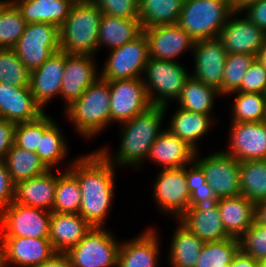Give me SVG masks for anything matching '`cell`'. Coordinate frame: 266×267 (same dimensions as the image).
<instances>
[{
    "label": "cell",
    "mask_w": 266,
    "mask_h": 267,
    "mask_svg": "<svg viewBox=\"0 0 266 267\" xmlns=\"http://www.w3.org/2000/svg\"><path fill=\"white\" fill-rule=\"evenodd\" d=\"M66 167L81 189L79 214L92 226L104 227L114 199L115 167L98 149L71 160Z\"/></svg>",
    "instance_id": "cell-1"
},
{
    "label": "cell",
    "mask_w": 266,
    "mask_h": 267,
    "mask_svg": "<svg viewBox=\"0 0 266 267\" xmlns=\"http://www.w3.org/2000/svg\"><path fill=\"white\" fill-rule=\"evenodd\" d=\"M168 108V105H152L131 120L120 123L122 133L118 151L113 154L107 146L98 150L115 167L130 166L139 169L147 160L152 144L163 131L161 126Z\"/></svg>",
    "instance_id": "cell-2"
},
{
    "label": "cell",
    "mask_w": 266,
    "mask_h": 267,
    "mask_svg": "<svg viewBox=\"0 0 266 267\" xmlns=\"http://www.w3.org/2000/svg\"><path fill=\"white\" fill-rule=\"evenodd\" d=\"M102 15L91 0H76L59 27L60 50L67 54L97 55Z\"/></svg>",
    "instance_id": "cell-3"
},
{
    "label": "cell",
    "mask_w": 266,
    "mask_h": 267,
    "mask_svg": "<svg viewBox=\"0 0 266 267\" xmlns=\"http://www.w3.org/2000/svg\"><path fill=\"white\" fill-rule=\"evenodd\" d=\"M76 133L89 140L111 124L109 82L99 78L64 110Z\"/></svg>",
    "instance_id": "cell-4"
},
{
    "label": "cell",
    "mask_w": 266,
    "mask_h": 267,
    "mask_svg": "<svg viewBox=\"0 0 266 267\" xmlns=\"http://www.w3.org/2000/svg\"><path fill=\"white\" fill-rule=\"evenodd\" d=\"M233 12L229 0H184L177 24L193 41L217 38Z\"/></svg>",
    "instance_id": "cell-5"
},
{
    "label": "cell",
    "mask_w": 266,
    "mask_h": 267,
    "mask_svg": "<svg viewBox=\"0 0 266 267\" xmlns=\"http://www.w3.org/2000/svg\"><path fill=\"white\" fill-rule=\"evenodd\" d=\"M177 61L159 60L150 57L142 81L152 105L169 106L170 101H177L190 71ZM189 73V74H188Z\"/></svg>",
    "instance_id": "cell-6"
},
{
    "label": "cell",
    "mask_w": 266,
    "mask_h": 267,
    "mask_svg": "<svg viewBox=\"0 0 266 267\" xmlns=\"http://www.w3.org/2000/svg\"><path fill=\"white\" fill-rule=\"evenodd\" d=\"M120 244L105 227H91L66 254L73 267H117Z\"/></svg>",
    "instance_id": "cell-7"
},
{
    "label": "cell",
    "mask_w": 266,
    "mask_h": 267,
    "mask_svg": "<svg viewBox=\"0 0 266 267\" xmlns=\"http://www.w3.org/2000/svg\"><path fill=\"white\" fill-rule=\"evenodd\" d=\"M12 49L31 72L60 50L59 27L47 23H29Z\"/></svg>",
    "instance_id": "cell-8"
},
{
    "label": "cell",
    "mask_w": 266,
    "mask_h": 267,
    "mask_svg": "<svg viewBox=\"0 0 266 267\" xmlns=\"http://www.w3.org/2000/svg\"><path fill=\"white\" fill-rule=\"evenodd\" d=\"M109 53L101 68L100 78L105 81L142 78L150 58L148 39L142 32L134 40Z\"/></svg>",
    "instance_id": "cell-9"
},
{
    "label": "cell",
    "mask_w": 266,
    "mask_h": 267,
    "mask_svg": "<svg viewBox=\"0 0 266 267\" xmlns=\"http://www.w3.org/2000/svg\"><path fill=\"white\" fill-rule=\"evenodd\" d=\"M51 212L12 202L1 211L0 237L49 238Z\"/></svg>",
    "instance_id": "cell-10"
},
{
    "label": "cell",
    "mask_w": 266,
    "mask_h": 267,
    "mask_svg": "<svg viewBox=\"0 0 266 267\" xmlns=\"http://www.w3.org/2000/svg\"><path fill=\"white\" fill-rule=\"evenodd\" d=\"M153 195L158 210L178 220L190 208L191 193L187 185L186 166L160 168Z\"/></svg>",
    "instance_id": "cell-11"
},
{
    "label": "cell",
    "mask_w": 266,
    "mask_h": 267,
    "mask_svg": "<svg viewBox=\"0 0 266 267\" xmlns=\"http://www.w3.org/2000/svg\"><path fill=\"white\" fill-rule=\"evenodd\" d=\"M195 152L194 162L202 169L214 196L218 199L241 195L239 161L223 151L199 159Z\"/></svg>",
    "instance_id": "cell-12"
},
{
    "label": "cell",
    "mask_w": 266,
    "mask_h": 267,
    "mask_svg": "<svg viewBox=\"0 0 266 267\" xmlns=\"http://www.w3.org/2000/svg\"><path fill=\"white\" fill-rule=\"evenodd\" d=\"M110 87L111 124L131 120L148 110L152 103L142 78L108 81Z\"/></svg>",
    "instance_id": "cell-13"
},
{
    "label": "cell",
    "mask_w": 266,
    "mask_h": 267,
    "mask_svg": "<svg viewBox=\"0 0 266 267\" xmlns=\"http://www.w3.org/2000/svg\"><path fill=\"white\" fill-rule=\"evenodd\" d=\"M55 253L48 238L0 237V264L6 267H36Z\"/></svg>",
    "instance_id": "cell-14"
},
{
    "label": "cell",
    "mask_w": 266,
    "mask_h": 267,
    "mask_svg": "<svg viewBox=\"0 0 266 267\" xmlns=\"http://www.w3.org/2000/svg\"><path fill=\"white\" fill-rule=\"evenodd\" d=\"M194 72L193 78L207 86L217 89L222 95V80L227 59L225 50L220 39H202L194 41Z\"/></svg>",
    "instance_id": "cell-15"
},
{
    "label": "cell",
    "mask_w": 266,
    "mask_h": 267,
    "mask_svg": "<svg viewBox=\"0 0 266 267\" xmlns=\"http://www.w3.org/2000/svg\"><path fill=\"white\" fill-rule=\"evenodd\" d=\"M241 12L234 11L219 34L227 54H252L257 57L266 40V33L247 17L238 18Z\"/></svg>",
    "instance_id": "cell-16"
},
{
    "label": "cell",
    "mask_w": 266,
    "mask_h": 267,
    "mask_svg": "<svg viewBox=\"0 0 266 267\" xmlns=\"http://www.w3.org/2000/svg\"><path fill=\"white\" fill-rule=\"evenodd\" d=\"M229 146L224 152L237 161L266 160V123H231Z\"/></svg>",
    "instance_id": "cell-17"
},
{
    "label": "cell",
    "mask_w": 266,
    "mask_h": 267,
    "mask_svg": "<svg viewBox=\"0 0 266 267\" xmlns=\"http://www.w3.org/2000/svg\"><path fill=\"white\" fill-rule=\"evenodd\" d=\"M94 58L92 55L67 54L65 52L64 75L60 91L65 108L100 78Z\"/></svg>",
    "instance_id": "cell-18"
},
{
    "label": "cell",
    "mask_w": 266,
    "mask_h": 267,
    "mask_svg": "<svg viewBox=\"0 0 266 267\" xmlns=\"http://www.w3.org/2000/svg\"><path fill=\"white\" fill-rule=\"evenodd\" d=\"M218 200L205 199L198 202L190 206L178 220L204 242L228 239L230 236L223 227Z\"/></svg>",
    "instance_id": "cell-19"
},
{
    "label": "cell",
    "mask_w": 266,
    "mask_h": 267,
    "mask_svg": "<svg viewBox=\"0 0 266 267\" xmlns=\"http://www.w3.org/2000/svg\"><path fill=\"white\" fill-rule=\"evenodd\" d=\"M143 32L152 58L176 62L181 54L193 49V39L178 24L154 26Z\"/></svg>",
    "instance_id": "cell-20"
},
{
    "label": "cell",
    "mask_w": 266,
    "mask_h": 267,
    "mask_svg": "<svg viewBox=\"0 0 266 267\" xmlns=\"http://www.w3.org/2000/svg\"><path fill=\"white\" fill-rule=\"evenodd\" d=\"M65 52L59 50L39 68L30 72V90L34 100L42 107L60 95L64 75Z\"/></svg>",
    "instance_id": "cell-21"
},
{
    "label": "cell",
    "mask_w": 266,
    "mask_h": 267,
    "mask_svg": "<svg viewBox=\"0 0 266 267\" xmlns=\"http://www.w3.org/2000/svg\"><path fill=\"white\" fill-rule=\"evenodd\" d=\"M144 230L129 241L121 242L117 267H156L158 265L161 241L157 229Z\"/></svg>",
    "instance_id": "cell-22"
},
{
    "label": "cell",
    "mask_w": 266,
    "mask_h": 267,
    "mask_svg": "<svg viewBox=\"0 0 266 267\" xmlns=\"http://www.w3.org/2000/svg\"><path fill=\"white\" fill-rule=\"evenodd\" d=\"M45 110L34 100L30 88L0 83V118L14 123L31 122Z\"/></svg>",
    "instance_id": "cell-23"
},
{
    "label": "cell",
    "mask_w": 266,
    "mask_h": 267,
    "mask_svg": "<svg viewBox=\"0 0 266 267\" xmlns=\"http://www.w3.org/2000/svg\"><path fill=\"white\" fill-rule=\"evenodd\" d=\"M195 150L165 127L151 146L148 161L163 168L185 167L194 161Z\"/></svg>",
    "instance_id": "cell-24"
},
{
    "label": "cell",
    "mask_w": 266,
    "mask_h": 267,
    "mask_svg": "<svg viewBox=\"0 0 266 267\" xmlns=\"http://www.w3.org/2000/svg\"><path fill=\"white\" fill-rule=\"evenodd\" d=\"M56 191L54 169L15 185L14 201L21 205L52 212Z\"/></svg>",
    "instance_id": "cell-25"
},
{
    "label": "cell",
    "mask_w": 266,
    "mask_h": 267,
    "mask_svg": "<svg viewBox=\"0 0 266 267\" xmlns=\"http://www.w3.org/2000/svg\"><path fill=\"white\" fill-rule=\"evenodd\" d=\"M80 215L51 212L49 240L56 253H67L91 229Z\"/></svg>",
    "instance_id": "cell-26"
},
{
    "label": "cell",
    "mask_w": 266,
    "mask_h": 267,
    "mask_svg": "<svg viewBox=\"0 0 266 267\" xmlns=\"http://www.w3.org/2000/svg\"><path fill=\"white\" fill-rule=\"evenodd\" d=\"M218 208L226 233L239 239L255 222V204L243 195L220 198Z\"/></svg>",
    "instance_id": "cell-27"
},
{
    "label": "cell",
    "mask_w": 266,
    "mask_h": 267,
    "mask_svg": "<svg viewBox=\"0 0 266 267\" xmlns=\"http://www.w3.org/2000/svg\"><path fill=\"white\" fill-rule=\"evenodd\" d=\"M213 117L212 114L194 113L178 108L173 112L170 124L166 129L198 151V140L200 141V138L204 137L216 123V119Z\"/></svg>",
    "instance_id": "cell-28"
},
{
    "label": "cell",
    "mask_w": 266,
    "mask_h": 267,
    "mask_svg": "<svg viewBox=\"0 0 266 267\" xmlns=\"http://www.w3.org/2000/svg\"><path fill=\"white\" fill-rule=\"evenodd\" d=\"M76 0H25L14 5L26 23H47L60 27Z\"/></svg>",
    "instance_id": "cell-29"
},
{
    "label": "cell",
    "mask_w": 266,
    "mask_h": 267,
    "mask_svg": "<svg viewBox=\"0 0 266 267\" xmlns=\"http://www.w3.org/2000/svg\"><path fill=\"white\" fill-rule=\"evenodd\" d=\"M143 32L139 19H126L103 14L99 25L98 48H119Z\"/></svg>",
    "instance_id": "cell-30"
},
{
    "label": "cell",
    "mask_w": 266,
    "mask_h": 267,
    "mask_svg": "<svg viewBox=\"0 0 266 267\" xmlns=\"http://www.w3.org/2000/svg\"><path fill=\"white\" fill-rule=\"evenodd\" d=\"M176 222L178 227H176L169 247V264L171 267H195L205 242L179 220Z\"/></svg>",
    "instance_id": "cell-31"
},
{
    "label": "cell",
    "mask_w": 266,
    "mask_h": 267,
    "mask_svg": "<svg viewBox=\"0 0 266 267\" xmlns=\"http://www.w3.org/2000/svg\"><path fill=\"white\" fill-rule=\"evenodd\" d=\"M4 162L15 185L49 170L36 152L23 149L15 143L6 154Z\"/></svg>",
    "instance_id": "cell-32"
},
{
    "label": "cell",
    "mask_w": 266,
    "mask_h": 267,
    "mask_svg": "<svg viewBox=\"0 0 266 267\" xmlns=\"http://www.w3.org/2000/svg\"><path fill=\"white\" fill-rule=\"evenodd\" d=\"M142 29L178 23L184 0H138Z\"/></svg>",
    "instance_id": "cell-33"
},
{
    "label": "cell",
    "mask_w": 266,
    "mask_h": 267,
    "mask_svg": "<svg viewBox=\"0 0 266 267\" xmlns=\"http://www.w3.org/2000/svg\"><path fill=\"white\" fill-rule=\"evenodd\" d=\"M220 92L201 83L192 76L186 81L179 99V108L200 114H211L215 105V98L221 97Z\"/></svg>",
    "instance_id": "cell-34"
},
{
    "label": "cell",
    "mask_w": 266,
    "mask_h": 267,
    "mask_svg": "<svg viewBox=\"0 0 266 267\" xmlns=\"http://www.w3.org/2000/svg\"><path fill=\"white\" fill-rule=\"evenodd\" d=\"M241 195L254 204L266 201V160L239 162Z\"/></svg>",
    "instance_id": "cell-35"
},
{
    "label": "cell",
    "mask_w": 266,
    "mask_h": 267,
    "mask_svg": "<svg viewBox=\"0 0 266 267\" xmlns=\"http://www.w3.org/2000/svg\"><path fill=\"white\" fill-rule=\"evenodd\" d=\"M65 169L58 170L56 174V191L52 212L79 214L82 196L80 185L78 179L68 168Z\"/></svg>",
    "instance_id": "cell-36"
},
{
    "label": "cell",
    "mask_w": 266,
    "mask_h": 267,
    "mask_svg": "<svg viewBox=\"0 0 266 267\" xmlns=\"http://www.w3.org/2000/svg\"><path fill=\"white\" fill-rule=\"evenodd\" d=\"M60 126L54 122L40 136V143L36 153L49 169H55L59 163L65 160L69 152L68 144Z\"/></svg>",
    "instance_id": "cell-37"
},
{
    "label": "cell",
    "mask_w": 266,
    "mask_h": 267,
    "mask_svg": "<svg viewBox=\"0 0 266 267\" xmlns=\"http://www.w3.org/2000/svg\"><path fill=\"white\" fill-rule=\"evenodd\" d=\"M236 95L232 102L230 123L265 121L266 101L262 93L232 92L227 96Z\"/></svg>",
    "instance_id": "cell-38"
},
{
    "label": "cell",
    "mask_w": 266,
    "mask_h": 267,
    "mask_svg": "<svg viewBox=\"0 0 266 267\" xmlns=\"http://www.w3.org/2000/svg\"><path fill=\"white\" fill-rule=\"evenodd\" d=\"M240 250L237 238L205 242L195 267H229Z\"/></svg>",
    "instance_id": "cell-39"
},
{
    "label": "cell",
    "mask_w": 266,
    "mask_h": 267,
    "mask_svg": "<svg viewBox=\"0 0 266 267\" xmlns=\"http://www.w3.org/2000/svg\"><path fill=\"white\" fill-rule=\"evenodd\" d=\"M26 20L15 5L0 4V49H12L26 28Z\"/></svg>",
    "instance_id": "cell-40"
},
{
    "label": "cell",
    "mask_w": 266,
    "mask_h": 267,
    "mask_svg": "<svg viewBox=\"0 0 266 267\" xmlns=\"http://www.w3.org/2000/svg\"><path fill=\"white\" fill-rule=\"evenodd\" d=\"M0 83L30 88V71L13 49H0Z\"/></svg>",
    "instance_id": "cell-41"
},
{
    "label": "cell",
    "mask_w": 266,
    "mask_h": 267,
    "mask_svg": "<svg viewBox=\"0 0 266 267\" xmlns=\"http://www.w3.org/2000/svg\"><path fill=\"white\" fill-rule=\"evenodd\" d=\"M256 59L252 54H227L222 80V96L237 91L248 68Z\"/></svg>",
    "instance_id": "cell-42"
},
{
    "label": "cell",
    "mask_w": 266,
    "mask_h": 267,
    "mask_svg": "<svg viewBox=\"0 0 266 267\" xmlns=\"http://www.w3.org/2000/svg\"><path fill=\"white\" fill-rule=\"evenodd\" d=\"M55 121L46 112L38 119L31 122L17 123L15 126L14 143L32 152H36L40 143V136L54 123Z\"/></svg>",
    "instance_id": "cell-43"
},
{
    "label": "cell",
    "mask_w": 266,
    "mask_h": 267,
    "mask_svg": "<svg viewBox=\"0 0 266 267\" xmlns=\"http://www.w3.org/2000/svg\"><path fill=\"white\" fill-rule=\"evenodd\" d=\"M239 241L244 253L258 261L266 260V227L254 222Z\"/></svg>",
    "instance_id": "cell-44"
},
{
    "label": "cell",
    "mask_w": 266,
    "mask_h": 267,
    "mask_svg": "<svg viewBox=\"0 0 266 267\" xmlns=\"http://www.w3.org/2000/svg\"><path fill=\"white\" fill-rule=\"evenodd\" d=\"M106 15L126 19H139L138 0H91Z\"/></svg>",
    "instance_id": "cell-45"
},
{
    "label": "cell",
    "mask_w": 266,
    "mask_h": 267,
    "mask_svg": "<svg viewBox=\"0 0 266 267\" xmlns=\"http://www.w3.org/2000/svg\"><path fill=\"white\" fill-rule=\"evenodd\" d=\"M266 87V69L255 59L243 77L240 88L235 92L263 93Z\"/></svg>",
    "instance_id": "cell-46"
},
{
    "label": "cell",
    "mask_w": 266,
    "mask_h": 267,
    "mask_svg": "<svg viewBox=\"0 0 266 267\" xmlns=\"http://www.w3.org/2000/svg\"><path fill=\"white\" fill-rule=\"evenodd\" d=\"M15 184L7 170L4 160H0V211L14 201Z\"/></svg>",
    "instance_id": "cell-47"
},
{
    "label": "cell",
    "mask_w": 266,
    "mask_h": 267,
    "mask_svg": "<svg viewBox=\"0 0 266 267\" xmlns=\"http://www.w3.org/2000/svg\"><path fill=\"white\" fill-rule=\"evenodd\" d=\"M257 27L266 33V0H259L248 4L241 12Z\"/></svg>",
    "instance_id": "cell-48"
},
{
    "label": "cell",
    "mask_w": 266,
    "mask_h": 267,
    "mask_svg": "<svg viewBox=\"0 0 266 267\" xmlns=\"http://www.w3.org/2000/svg\"><path fill=\"white\" fill-rule=\"evenodd\" d=\"M16 123L0 118V160H4L14 145Z\"/></svg>",
    "instance_id": "cell-49"
},
{
    "label": "cell",
    "mask_w": 266,
    "mask_h": 267,
    "mask_svg": "<svg viewBox=\"0 0 266 267\" xmlns=\"http://www.w3.org/2000/svg\"><path fill=\"white\" fill-rule=\"evenodd\" d=\"M186 179L190 193L207 182L204 172L194 161L186 166Z\"/></svg>",
    "instance_id": "cell-50"
},
{
    "label": "cell",
    "mask_w": 266,
    "mask_h": 267,
    "mask_svg": "<svg viewBox=\"0 0 266 267\" xmlns=\"http://www.w3.org/2000/svg\"><path fill=\"white\" fill-rule=\"evenodd\" d=\"M205 199H218L214 196L213 190L208 182L202 184V186L197 187L190 197V206H195L198 202Z\"/></svg>",
    "instance_id": "cell-51"
},
{
    "label": "cell",
    "mask_w": 266,
    "mask_h": 267,
    "mask_svg": "<svg viewBox=\"0 0 266 267\" xmlns=\"http://www.w3.org/2000/svg\"><path fill=\"white\" fill-rule=\"evenodd\" d=\"M229 267H261V261L254 259L240 249Z\"/></svg>",
    "instance_id": "cell-52"
},
{
    "label": "cell",
    "mask_w": 266,
    "mask_h": 267,
    "mask_svg": "<svg viewBox=\"0 0 266 267\" xmlns=\"http://www.w3.org/2000/svg\"><path fill=\"white\" fill-rule=\"evenodd\" d=\"M36 267H73L66 253H55L49 260Z\"/></svg>",
    "instance_id": "cell-53"
},
{
    "label": "cell",
    "mask_w": 266,
    "mask_h": 267,
    "mask_svg": "<svg viewBox=\"0 0 266 267\" xmlns=\"http://www.w3.org/2000/svg\"><path fill=\"white\" fill-rule=\"evenodd\" d=\"M255 222L266 227V201L255 204Z\"/></svg>",
    "instance_id": "cell-54"
},
{
    "label": "cell",
    "mask_w": 266,
    "mask_h": 267,
    "mask_svg": "<svg viewBox=\"0 0 266 267\" xmlns=\"http://www.w3.org/2000/svg\"><path fill=\"white\" fill-rule=\"evenodd\" d=\"M259 0H229L233 11L241 12L248 4Z\"/></svg>",
    "instance_id": "cell-55"
},
{
    "label": "cell",
    "mask_w": 266,
    "mask_h": 267,
    "mask_svg": "<svg viewBox=\"0 0 266 267\" xmlns=\"http://www.w3.org/2000/svg\"><path fill=\"white\" fill-rule=\"evenodd\" d=\"M256 59L265 67L266 69V40L263 46L259 49Z\"/></svg>",
    "instance_id": "cell-56"
},
{
    "label": "cell",
    "mask_w": 266,
    "mask_h": 267,
    "mask_svg": "<svg viewBox=\"0 0 266 267\" xmlns=\"http://www.w3.org/2000/svg\"><path fill=\"white\" fill-rule=\"evenodd\" d=\"M5 1L8 2L9 4L14 5L16 2L25 1V0H5Z\"/></svg>",
    "instance_id": "cell-57"
},
{
    "label": "cell",
    "mask_w": 266,
    "mask_h": 267,
    "mask_svg": "<svg viewBox=\"0 0 266 267\" xmlns=\"http://www.w3.org/2000/svg\"><path fill=\"white\" fill-rule=\"evenodd\" d=\"M261 267H266V260L261 261Z\"/></svg>",
    "instance_id": "cell-58"
},
{
    "label": "cell",
    "mask_w": 266,
    "mask_h": 267,
    "mask_svg": "<svg viewBox=\"0 0 266 267\" xmlns=\"http://www.w3.org/2000/svg\"><path fill=\"white\" fill-rule=\"evenodd\" d=\"M263 97L265 98V101H266V87L264 88V90H263Z\"/></svg>",
    "instance_id": "cell-59"
}]
</instances>
